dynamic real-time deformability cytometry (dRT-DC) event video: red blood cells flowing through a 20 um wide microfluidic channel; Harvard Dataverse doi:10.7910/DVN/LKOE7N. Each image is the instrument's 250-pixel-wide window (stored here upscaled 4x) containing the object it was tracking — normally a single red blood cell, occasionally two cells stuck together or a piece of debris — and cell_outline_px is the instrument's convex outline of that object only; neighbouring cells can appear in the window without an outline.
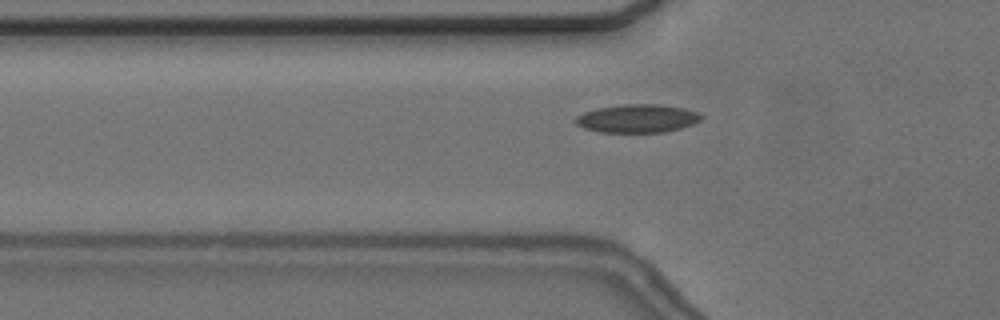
{"species": "common noctule bat (a hibernating species)", "species_latin": "Nyctalus noctula", "temperature_condition": "cold", "stored_images_in_passage": 42, "camera_frame_rate_fps": 3000, "um_per_image_px": 0.085, "animal": {"sex": "female", "body_mass_g": 24.6, "forearm_length_mm": 56.2}, "frame": {"image": 1, "passage_image": 6, "time_ms": 1.667, "image_size_px": [1000, 320], "cell_outline_px": [[704, 116], [700, 120], [692, 124], [680, 128], [664, 132], [600, 132], [584, 128], [576, 124], [572, 120], [576, 116], [584, 112], [596, 108], [624, 104], [656, 104], [684, 108], [696, 112]], "centroid_in_image_um": [54.13, 10.07], "position_along_channel_um": 71.7, "area_um2": 20.69}}
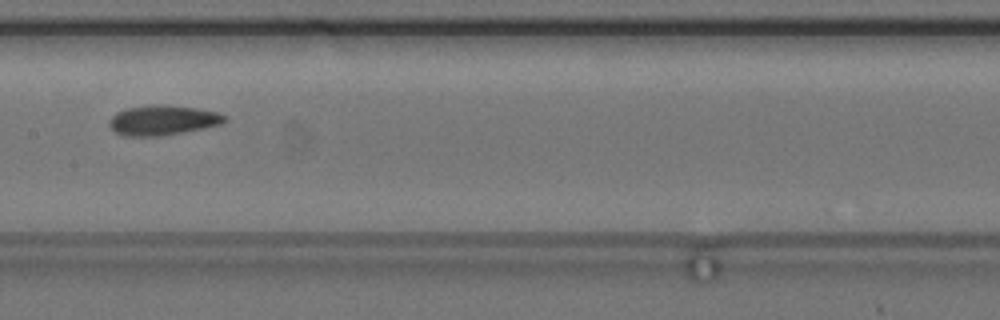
{"frame": {"image": 2, "passage_image": 16, "time_ms": 5.0, "image_size_px": [1000, 320], "cell_outline_px": [[228, 120], [220, 124], [204, 128], [160, 136], [124, 136], [116, 132], [108, 124], [108, 120], [116, 112], [128, 108], [156, 104], [196, 108], [216, 112], [224, 116]], "centroid_in_image_um": [13.8, 10.22], "position_along_channel_um": 193.6, "area_um2": 19.88}}
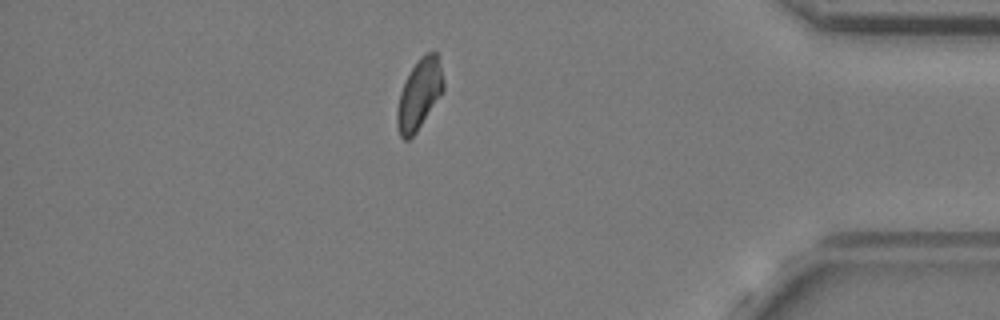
{"frame": {"image": 3, "passage_image": 36, "time_ms": 11.667, "image_size_px": [1000, 320], "cell_outline_px": [[444, 92], [416, 132], [408, 140], [404, 140], [400, 136], [396, 124], [396, 112], [400, 92], [412, 68], [420, 56], [424, 52], [436, 52], [444, 84]], "centroid_in_image_um": [35.63, 8.04], "position_along_channel_um": 399.6, "area_um2": 18.84}}